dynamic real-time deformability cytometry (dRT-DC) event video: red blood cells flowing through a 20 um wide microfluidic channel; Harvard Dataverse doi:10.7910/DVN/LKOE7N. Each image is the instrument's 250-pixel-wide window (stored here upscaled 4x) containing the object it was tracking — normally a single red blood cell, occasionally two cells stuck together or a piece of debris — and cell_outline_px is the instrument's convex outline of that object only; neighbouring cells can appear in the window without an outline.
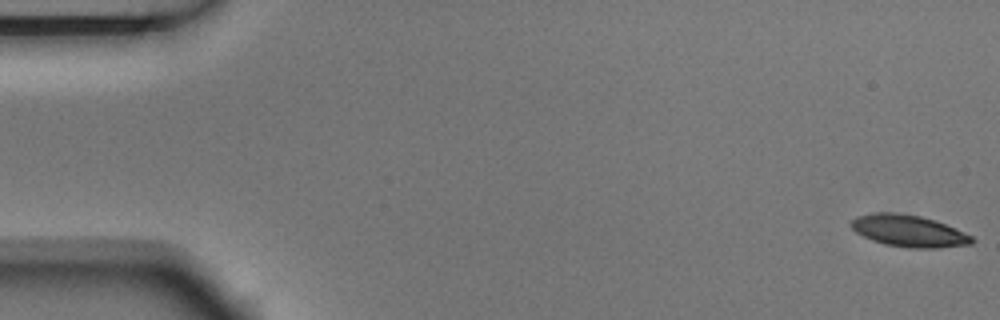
{"species": "Egyptian fruit bat (a non-hibernating species)", "species_latin": "Rousettus aegyptiacus", "temperature_condition": "room temperature", "stored_images_in_passage": 13, "camera_frame_rate_fps": 3000, "um_per_image_px": 0.085, "animal": {"sex": "male"}, "frame": {"image": 1, "passage_image": 1, "time_ms": 0.0, "image_size_px": [1000, 320], "cell_outline_px": [[976, 240], [972, 244], [940, 248], [908, 248], [884, 244], [872, 240], [856, 232], [848, 224], [856, 216], [876, 212], [892, 212], [920, 216], [936, 220], [972, 236]], "centroid_in_image_um": [77.24, 19.63], "position_along_channel_um": 7.8, "area_um2": 22.48}}
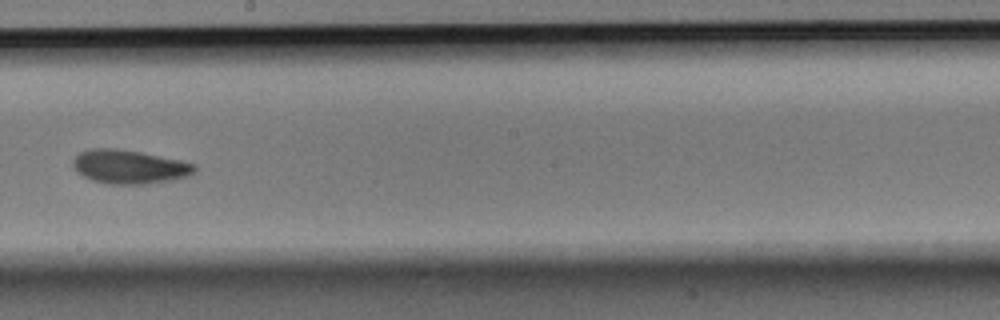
{"frame": {"image": 2, "passage_image": 8, "time_ms": 2.333, "image_size_px": [1000, 320], "cell_outline_px": [[196, 172], [188, 176], [168, 180], [144, 184], [104, 184], [92, 180], [76, 172], [72, 164], [72, 160], [80, 152], [92, 148], [116, 148], [140, 152], [180, 160], [196, 164]], "centroid_in_image_um": [10.97, 14.17], "position_along_channel_um": 237.2, "area_um2": 23.99}}
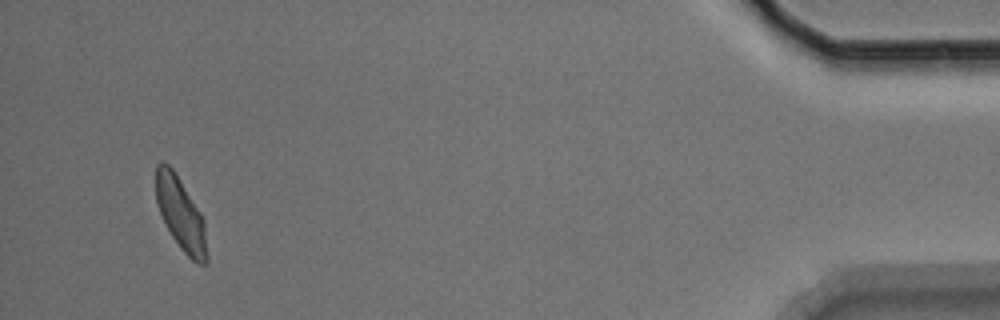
{"frame": {"image": 3, "passage_image": 13, "time_ms": 4.0, "image_size_px": [1000, 320], "cell_outline_px": [[208, 264], [196, 264], [180, 248], [172, 236], [156, 204], [156, 164], [164, 160], [172, 168], [200, 212], [204, 220], [208, 256]], "centroid_in_image_um": [15.37, 18.22], "position_along_channel_um": 419.8, "area_um2": 21.5}}